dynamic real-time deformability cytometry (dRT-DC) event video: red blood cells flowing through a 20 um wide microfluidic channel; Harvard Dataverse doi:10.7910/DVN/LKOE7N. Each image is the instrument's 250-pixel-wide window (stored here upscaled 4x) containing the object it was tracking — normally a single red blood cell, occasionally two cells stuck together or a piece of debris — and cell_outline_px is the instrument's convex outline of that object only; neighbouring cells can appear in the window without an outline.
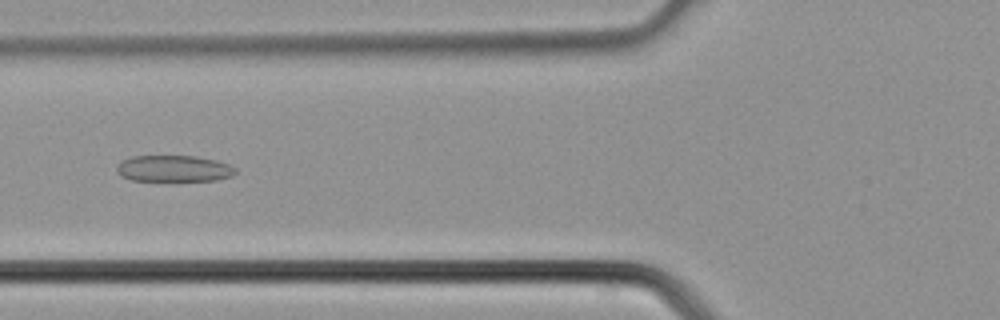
{"species": "common noctule bat (a hibernating species)", "species_latin": "Nyctalus noctula", "temperature_condition": "cold", "stored_images_in_passage": 26, "camera_frame_rate_fps": 3000, "um_per_image_px": 0.085, "animal": {"sex": "male", "body_mass_g": 21.5, "forearm_length_mm": 52.0}, "frame": {"image": 1, "passage_image": 3, "time_ms": 0.667, "image_size_px": [1000, 320], "cell_outline_px": [[236, 172], [232, 176], [216, 180], [132, 180], [120, 176], [116, 172], [116, 168], [120, 160], [132, 156], [196, 156], [216, 160], [228, 164], [236, 168]], "centroid_in_image_um": [14.74, 14.32], "position_along_channel_um": 111.1, "area_um2": 18.26}}
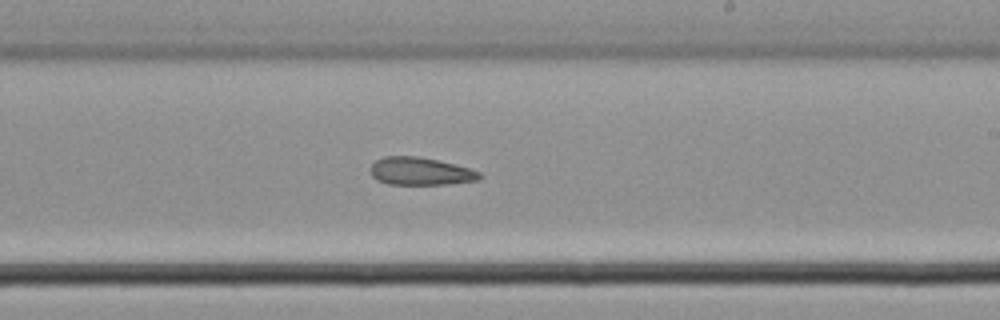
{"frame": {"image": 2, "passage_image": 11, "time_ms": 3.333, "image_size_px": [1000, 320], "cell_outline_px": [[484, 176], [476, 180], [448, 184], [388, 184], [376, 180], [372, 176], [368, 168], [376, 160], [384, 156], [416, 156], [456, 164], [480, 172]], "centroid_in_image_um": [35.7, 14.56], "position_along_channel_um": 253.3, "area_um2": 17.69}}
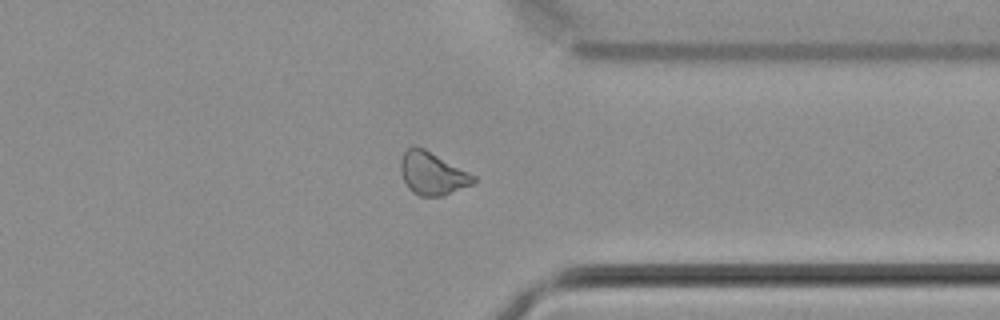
{"frame": {"image": 3, "passage_image": 18, "time_ms": 5.667, "image_size_px": [1000, 320], "cell_outline_px": [[476, 180], [472, 184], [444, 196], [420, 196], [412, 192], [404, 180], [400, 172], [400, 160], [404, 152], [412, 144], [424, 148], [476, 176]], "centroid_in_image_um": [36.73, 14.74], "position_along_channel_um": 374.7, "area_um2": 18.15}}